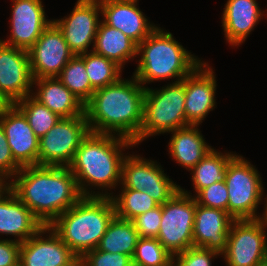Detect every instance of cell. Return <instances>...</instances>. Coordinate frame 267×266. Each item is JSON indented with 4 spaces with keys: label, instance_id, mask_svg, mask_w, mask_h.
Wrapping results in <instances>:
<instances>
[{
    "label": "cell",
    "instance_id": "obj_26",
    "mask_svg": "<svg viewBox=\"0 0 267 266\" xmlns=\"http://www.w3.org/2000/svg\"><path fill=\"white\" fill-rule=\"evenodd\" d=\"M138 239L139 235L133 222L115 215L110 221L97 249L133 257Z\"/></svg>",
    "mask_w": 267,
    "mask_h": 266
},
{
    "label": "cell",
    "instance_id": "obj_10",
    "mask_svg": "<svg viewBox=\"0 0 267 266\" xmlns=\"http://www.w3.org/2000/svg\"><path fill=\"white\" fill-rule=\"evenodd\" d=\"M157 163L139 154H126L122 164V186L119 188L144 191L159 205H163L179 191L181 186L174 183Z\"/></svg>",
    "mask_w": 267,
    "mask_h": 266
},
{
    "label": "cell",
    "instance_id": "obj_42",
    "mask_svg": "<svg viewBox=\"0 0 267 266\" xmlns=\"http://www.w3.org/2000/svg\"><path fill=\"white\" fill-rule=\"evenodd\" d=\"M7 186V183L0 178V191L3 190Z\"/></svg>",
    "mask_w": 267,
    "mask_h": 266
},
{
    "label": "cell",
    "instance_id": "obj_12",
    "mask_svg": "<svg viewBox=\"0 0 267 266\" xmlns=\"http://www.w3.org/2000/svg\"><path fill=\"white\" fill-rule=\"evenodd\" d=\"M102 10L99 0H77L72 12L52 22L60 29L69 49L80 55L92 50L101 22Z\"/></svg>",
    "mask_w": 267,
    "mask_h": 266
},
{
    "label": "cell",
    "instance_id": "obj_37",
    "mask_svg": "<svg viewBox=\"0 0 267 266\" xmlns=\"http://www.w3.org/2000/svg\"><path fill=\"white\" fill-rule=\"evenodd\" d=\"M22 167L14 160L2 125L0 124V178L6 183L19 172Z\"/></svg>",
    "mask_w": 267,
    "mask_h": 266
},
{
    "label": "cell",
    "instance_id": "obj_32",
    "mask_svg": "<svg viewBox=\"0 0 267 266\" xmlns=\"http://www.w3.org/2000/svg\"><path fill=\"white\" fill-rule=\"evenodd\" d=\"M173 256L157 238L139 237L132 257L133 266H173Z\"/></svg>",
    "mask_w": 267,
    "mask_h": 266
},
{
    "label": "cell",
    "instance_id": "obj_13",
    "mask_svg": "<svg viewBox=\"0 0 267 266\" xmlns=\"http://www.w3.org/2000/svg\"><path fill=\"white\" fill-rule=\"evenodd\" d=\"M28 53L33 79L58 77L75 55L53 22L42 32Z\"/></svg>",
    "mask_w": 267,
    "mask_h": 266
},
{
    "label": "cell",
    "instance_id": "obj_21",
    "mask_svg": "<svg viewBox=\"0 0 267 266\" xmlns=\"http://www.w3.org/2000/svg\"><path fill=\"white\" fill-rule=\"evenodd\" d=\"M42 227L43 224L8 186L0 191L1 235H12L15 237L14 241L22 243L35 235Z\"/></svg>",
    "mask_w": 267,
    "mask_h": 266
},
{
    "label": "cell",
    "instance_id": "obj_4",
    "mask_svg": "<svg viewBox=\"0 0 267 266\" xmlns=\"http://www.w3.org/2000/svg\"><path fill=\"white\" fill-rule=\"evenodd\" d=\"M116 215L111 197H82L49 226L77 257L96 249Z\"/></svg>",
    "mask_w": 267,
    "mask_h": 266
},
{
    "label": "cell",
    "instance_id": "obj_44",
    "mask_svg": "<svg viewBox=\"0 0 267 266\" xmlns=\"http://www.w3.org/2000/svg\"><path fill=\"white\" fill-rule=\"evenodd\" d=\"M258 266H267V261L262 263V264H260V265H258Z\"/></svg>",
    "mask_w": 267,
    "mask_h": 266
},
{
    "label": "cell",
    "instance_id": "obj_24",
    "mask_svg": "<svg viewBox=\"0 0 267 266\" xmlns=\"http://www.w3.org/2000/svg\"><path fill=\"white\" fill-rule=\"evenodd\" d=\"M199 125H188L170 132L168 150L171 158L190 171L213 148L205 142Z\"/></svg>",
    "mask_w": 267,
    "mask_h": 266
},
{
    "label": "cell",
    "instance_id": "obj_43",
    "mask_svg": "<svg viewBox=\"0 0 267 266\" xmlns=\"http://www.w3.org/2000/svg\"><path fill=\"white\" fill-rule=\"evenodd\" d=\"M99 1H108V0H99ZM111 1H139V0H111Z\"/></svg>",
    "mask_w": 267,
    "mask_h": 266
},
{
    "label": "cell",
    "instance_id": "obj_18",
    "mask_svg": "<svg viewBox=\"0 0 267 266\" xmlns=\"http://www.w3.org/2000/svg\"><path fill=\"white\" fill-rule=\"evenodd\" d=\"M0 124L14 160L21 167L38 165L39 138L23 112L15 104H9L0 112Z\"/></svg>",
    "mask_w": 267,
    "mask_h": 266
},
{
    "label": "cell",
    "instance_id": "obj_15",
    "mask_svg": "<svg viewBox=\"0 0 267 266\" xmlns=\"http://www.w3.org/2000/svg\"><path fill=\"white\" fill-rule=\"evenodd\" d=\"M10 35L4 44L28 51L51 24L42 0H12Z\"/></svg>",
    "mask_w": 267,
    "mask_h": 266
},
{
    "label": "cell",
    "instance_id": "obj_7",
    "mask_svg": "<svg viewBox=\"0 0 267 266\" xmlns=\"http://www.w3.org/2000/svg\"><path fill=\"white\" fill-rule=\"evenodd\" d=\"M224 181L228 190V214L234 220H255L264 197L262 177L257 168L241 155L228 163Z\"/></svg>",
    "mask_w": 267,
    "mask_h": 266
},
{
    "label": "cell",
    "instance_id": "obj_3",
    "mask_svg": "<svg viewBox=\"0 0 267 266\" xmlns=\"http://www.w3.org/2000/svg\"><path fill=\"white\" fill-rule=\"evenodd\" d=\"M131 147H135V144L120 136L88 133L68 166L83 197L114 195L112 189L121 184L122 164L126 157L123 151ZM96 187L102 191L96 193ZM109 189L112 193H109Z\"/></svg>",
    "mask_w": 267,
    "mask_h": 266
},
{
    "label": "cell",
    "instance_id": "obj_35",
    "mask_svg": "<svg viewBox=\"0 0 267 266\" xmlns=\"http://www.w3.org/2000/svg\"><path fill=\"white\" fill-rule=\"evenodd\" d=\"M162 217V205L155 207L139 216L132 222L141 238H157Z\"/></svg>",
    "mask_w": 267,
    "mask_h": 266
},
{
    "label": "cell",
    "instance_id": "obj_8",
    "mask_svg": "<svg viewBox=\"0 0 267 266\" xmlns=\"http://www.w3.org/2000/svg\"><path fill=\"white\" fill-rule=\"evenodd\" d=\"M195 210V197L182 187L162 205L157 239L173 257L194 246Z\"/></svg>",
    "mask_w": 267,
    "mask_h": 266
},
{
    "label": "cell",
    "instance_id": "obj_27",
    "mask_svg": "<svg viewBox=\"0 0 267 266\" xmlns=\"http://www.w3.org/2000/svg\"><path fill=\"white\" fill-rule=\"evenodd\" d=\"M237 153L218 152L212 149L209 153L199 161L190 171L194 188V197L204 188L209 187L215 182L224 180V174L229 161Z\"/></svg>",
    "mask_w": 267,
    "mask_h": 266
},
{
    "label": "cell",
    "instance_id": "obj_1",
    "mask_svg": "<svg viewBox=\"0 0 267 266\" xmlns=\"http://www.w3.org/2000/svg\"><path fill=\"white\" fill-rule=\"evenodd\" d=\"M13 178L7 186L43 226L83 197L69 167L24 166Z\"/></svg>",
    "mask_w": 267,
    "mask_h": 266
},
{
    "label": "cell",
    "instance_id": "obj_30",
    "mask_svg": "<svg viewBox=\"0 0 267 266\" xmlns=\"http://www.w3.org/2000/svg\"><path fill=\"white\" fill-rule=\"evenodd\" d=\"M119 195L111 196L115 206L116 216L132 221L149 210L159 206L157 202L144 191L121 188Z\"/></svg>",
    "mask_w": 267,
    "mask_h": 266
},
{
    "label": "cell",
    "instance_id": "obj_6",
    "mask_svg": "<svg viewBox=\"0 0 267 266\" xmlns=\"http://www.w3.org/2000/svg\"><path fill=\"white\" fill-rule=\"evenodd\" d=\"M185 78L160 89L145 88L139 144L149 137L191 125L185 115Z\"/></svg>",
    "mask_w": 267,
    "mask_h": 266
},
{
    "label": "cell",
    "instance_id": "obj_39",
    "mask_svg": "<svg viewBox=\"0 0 267 266\" xmlns=\"http://www.w3.org/2000/svg\"><path fill=\"white\" fill-rule=\"evenodd\" d=\"M266 196V198L264 197V211H263V214L261 215L260 214V216H259V220L263 223V225L267 228V195H265Z\"/></svg>",
    "mask_w": 267,
    "mask_h": 266
},
{
    "label": "cell",
    "instance_id": "obj_33",
    "mask_svg": "<svg viewBox=\"0 0 267 266\" xmlns=\"http://www.w3.org/2000/svg\"><path fill=\"white\" fill-rule=\"evenodd\" d=\"M197 204L228 212V190L225 181H218L202 189L196 196Z\"/></svg>",
    "mask_w": 267,
    "mask_h": 266
},
{
    "label": "cell",
    "instance_id": "obj_36",
    "mask_svg": "<svg viewBox=\"0 0 267 266\" xmlns=\"http://www.w3.org/2000/svg\"><path fill=\"white\" fill-rule=\"evenodd\" d=\"M83 258L87 266H133L129 255L104 252L97 248L87 252Z\"/></svg>",
    "mask_w": 267,
    "mask_h": 266
},
{
    "label": "cell",
    "instance_id": "obj_9",
    "mask_svg": "<svg viewBox=\"0 0 267 266\" xmlns=\"http://www.w3.org/2000/svg\"><path fill=\"white\" fill-rule=\"evenodd\" d=\"M90 132L86 114L60 118L38 144V165L68 167Z\"/></svg>",
    "mask_w": 267,
    "mask_h": 266
},
{
    "label": "cell",
    "instance_id": "obj_40",
    "mask_svg": "<svg viewBox=\"0 0 267 266\" xmlns=\"http://www.w3.org/2000/svg\"><path fill=\"white\" fill-rule=\"evenodd\" d=\"M66 266H87L83 257H76Z\"/></svg>",
    "mask_w": 267,
    "mask_h": 266
},
{
    "label": "cell",
    "instance_id": "obj_16",
    "mask_svg": "<svg viewBox=\"0 0 267 266\" xmlns=\"http://www.w3.org/2000/svg\"><path fill=\"white\" fill-rule=\"evenodd\" d=\"M201 62L185 77V115L191 125H200L216 106V74Z\"/></svg>",
    "mask_w": 267,
    "mask_h": 266
},
{
    "label": "cell",
    "instance_id": "obj_19",
    "mask_svg": "<svg viewBox=\"0 0 267 266\" xmlns=\"http://www.w3.org/2000/svg\"><path fill=\"white\" fill-rule=\"evenodd\" d=\"M234 219L227 211L197 204L193 226L195 247H203L222 255L227 247L228 233Z\"/></svg>",
    "mask_w": 267,
    "mask_h": 266
},
{
    "label": "cell",
    "instance_id": "obj_23",
    "mask_svg": "<svg viewBox=\"0 0 267 266\" xmlns=\"http://www.w3.org/2000/svg\"><path fill=\"white\" fill-rule=\"evenodd\" d=\"M33 87V90H36L32 92V96L60 118L85 114V105L58 77L34 79Z\"/></svg>",
    "mask_w": 267,
    "mask_h": 266
},
{
    "label": "cell",
    "instance_id": "obj_22",
    "mask_svg": "<svg viewBox=\"0 0 267 266\" xmlns=\"http://www.w3.org/2000/svg\"><path fill=\"white\" fill-rule=\"evenodd\" d=\"M256 0H227L222 13L224 37L229 45H242L263 18Z\"/></svg>",
    "mask_w": 267,
    "mask_h": 266
},
{
    "label": "cell",
    "instance_id": "obj_20",
    "mask_svg": "<svg viewBox=\"0 0 267 266\" xmlns=\"http://www.w3.org/2000/svg\"><path fill=\"white\" fill-rule=\"evenodd\" d=\"M102 20L116 28L139 45L157 27L148 21L138 7V1H99Z\"/></svg>",
    "mask_w": 267,
    "mask_h": 266
},
{
    "label": "cell",
    "instance_id": "obj_29",
    "mask_svg": "<svg viewBox=\"0 0 267 266\" xmlns=\"http://www.w3.org/2000/svg\"><path fill=\"white\" fill-rule=\"evenodd\" d=\"M80 56L84 59L87 75L91 86L97 90L116 82L122 76V68L114 61L89 51Z\"/></svg>",
    "mask_w": 267,
    "mask_h": 266
},
{
    "label": "cell",
    "instance_id": "obj_25",
    "mask_svg": "<svg viewBox=\"0 0 267 266\" xmlns=\"http://www.w3.org/2000/svg\"><path fill=\"white\" fill-rule=\"evenodd\" d=\"M138 45L120 30L101 20L92 51L114 61L121 68L137 55Z\"/></svg>",
    "mask_w": 267,
    "mask_h": 266
},
{
    "label": "cell",
    "instance_id": "obj_28",
    "mask_svg": "<svg viewBox=\"0 0 267 266\" xmlns=\"http://www.w3.org/2000/svg\"><path fill=\"white\" fill-rule=\"evenodd\" d=\"M58 79L85 105L92 97L95 89L91 86L84 59L74 55L64 66Z\"/></svg>",
    "mask_w": 267,
    "mask_h": 266
},
{
    "label": "cell",
    "instance_id": "obj_14",
    "mask_svg": "<svg viewBox=\"0 0 267 266\" xmlns=\"http://www.w3.org/2000/svg\"><path fill=\"white\" fill-rule=\"evenodd\" d=\"M29 53L0 41V94L9 104L32 95Z\"/></svg>",
    "mask_w": 267,
    "mask_h": 266
},
{
    "label": "cell",
    "instance_id": "obj_5",
    "mask_svg": "<svg viewBox=\"0 0 267 266\" xmlns=\"http://www.w3.org/2000/svg\"><path fill=\"white\" fill-rule=\"evenodd\" d=\"M191 53L173 38L171 32L157 26L138 45L137 55L140 57L133 76L143 86L168 78L182 81L203 62Z\"/></svg>",
    "mask_w": 267,
    "mask_h": 266
},
{
    "label": "cell",
    "instance_id": "obj_17",
    "mask_svg": "<svg viewBox=\"0 0 267 266\" xmlns=\"http://www.w3.org/2000/svg\"><path fill=\"white\" fill-rule=\"evenodd\" d=\"M76 257L52 228L46 225L21 243L19 266H66Z\"/></svg>",
    "mask_w": 267,
    "mask_h": 266
},
{
    "label": "cell",
    "instance_id": "obj_31",
    "mask_svg": "<svg viewBox=\"0 0 267 266\" xmlns=\"http://www.w3.org/2000/svg\"><path fill=\"white\" fill-rule=\"evenodd\" d=\"M15 105L26 116L29 125L38 138L44 136L60 119L57 114L41 104L32 95L17 101Z\"/></svg>",
    "mask_w": 267,
    "mask_h": 266
},
{
    "label": "cell",
    "instance_id": "obj_34",
    "mask_svg": "<svg viewBox=\"0 0 267 266\" xmlns=\"http://www.w3.org/2000/svg\"><path fill=\"white\" fill-rule=\"evenodd\" d=\"M221 256L203 247H190L173 257V266H212V261Z\"/></svg>",
    "mask_w": 267,
    "mask_h": 266
},
{
    "label": "cell",
    "instance_id": "obj_2",
    "mask_svg": "<svg viewBox=\"0 0 267 266\" xmlns=\"http://www.w3.org/2000/svg\"><path fill=\"white\" fill-rule=\"evenodd\" d=\"M145 88L132 76L95 90L85 104L90 132L120 136L139 145Z\"/></svg>",
    "mask_w": 267,
    "mask_h": 266
},
{
    "label": "cell",
    "instance_id": "obj_11",
    "mask_svg": "<svg viewBox=\"0 0 267 266\" xmlns=\"http://www.w3.org/2000/svg\"><path fill=\"white\" fill-rule=\"evenodd\" d=\"M266 227L259 219L234 220L221 255L226 266H258L267 261Z\"/></svg>",
    "mask_w": 267,
    "mask_h": 266
},
{
    "label": "cell",
    "instance_id": "obj_38",
    "mask_svg": "<svg viewBox=\"0 0 267 266\" xmlns=\"http://www.w3.org/2000/svg\"><path fill=\"white\" fill-rule=\"evenodd\" d=\"M21 243L11 238L0 239V266H19Z\"/></svg>",
    "mask_w": 267,
    "mask_h": 266
},
{
    "label": "cell",
    "instance_id": "obj_41",
    "mask_svg": "<svg viewBox=\"0 0 267 266\" xmlns=\"http://www.w3.org/2000/svg\"><path fill=\"white\" fill-rule=\"evenodd\" d=\"M9 103L3 98V96L0 94V112L4 110Z\"/></svg>",
    "mask_w": 267,
    "mask_h": 266
}]
</instances>
